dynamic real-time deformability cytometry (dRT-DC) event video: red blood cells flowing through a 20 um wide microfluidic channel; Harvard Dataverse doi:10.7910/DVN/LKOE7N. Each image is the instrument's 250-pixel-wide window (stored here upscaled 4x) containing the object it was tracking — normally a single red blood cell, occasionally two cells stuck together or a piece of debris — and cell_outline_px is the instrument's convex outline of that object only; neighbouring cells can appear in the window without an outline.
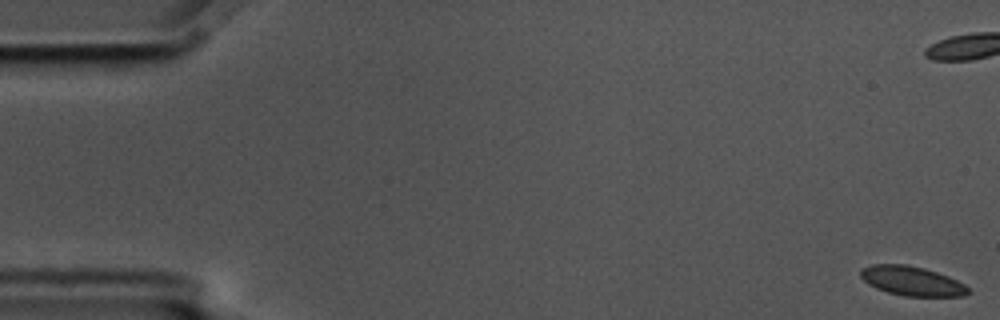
{"species": "common noctule bat (a hibernating species)", "species_latin": "Nyctalus noctula", "temperature_condition": "cold", "stored_images_in_passage": 11, "camera_frame_rate_fps": 3000, "um_per_image_px": 0.085, "animal": {"sex": "male", "body_mass_g": 17.5, "forearm_length_mm": 52.3}, "frame": {"image": 1, "passage_image": 1, "time_ms": 0.0, "image_size_px": [1000, 320], "cell_outline_px": [[972, 292], [964, 296], [904, 296], [888, 292], [876, 288], [868, 284], [860, 276], [860, 268], [872, 264], [904, 264], [924, 268], [948, 276], [964, 284]], "centroid_in_image_um": [77.5, 23.88], "position_along_channel_um": 7.5, "area_um2": 18.44}}